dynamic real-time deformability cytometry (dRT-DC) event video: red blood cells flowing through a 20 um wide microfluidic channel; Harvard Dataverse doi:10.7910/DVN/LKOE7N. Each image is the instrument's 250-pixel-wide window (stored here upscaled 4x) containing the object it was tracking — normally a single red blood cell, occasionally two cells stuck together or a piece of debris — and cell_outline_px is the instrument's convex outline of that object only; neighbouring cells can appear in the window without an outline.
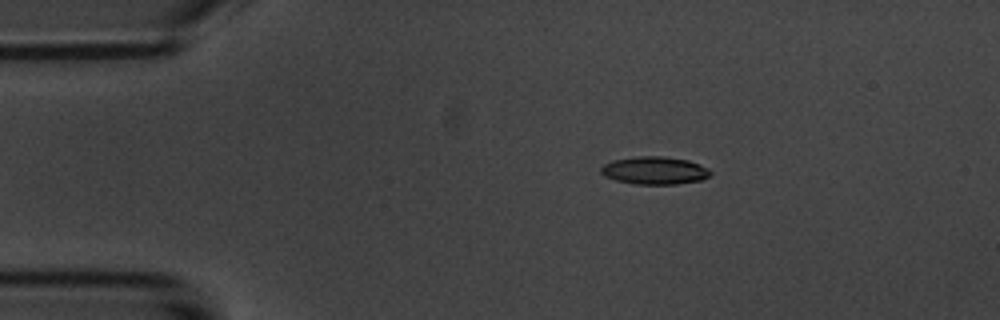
{"species": "common noctule bat (a hibernating species)", "species_latin": "Nyctalus noctula", "temperature_condition": "room temperature", "stored_images_in_passage": 4, "camera_frame_rate_fps": 3000, "um_per_image_px": 0.085, "animal": {"sex": "male", "body_mass_g": 20.1, "forearm_length_mm": 53.5}, "frame": {"image": 1, "passage_image": 1, "time_ms": 0.0, "image_size_px": [1000, 320], "cell_outline_px": [[712, 172], [708, 176], [700, 180], [676, 184], [636, 184], [616, 180], [604, 176], [600, 172], [600, 168], [604, 164], [612, 160], [636, 156], [664, 156], [688, 160], [700, 164], [708, 168]], "centroid_in_image_um": [55.62, 14.48], "position_along_channel_um": 29.4, "area_um2": 17.74}}
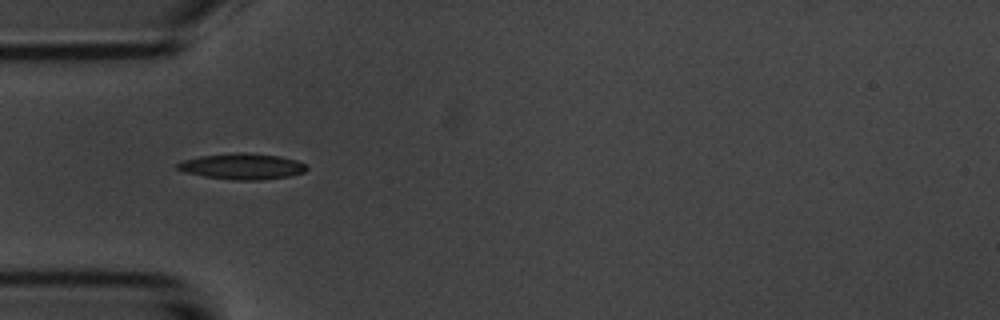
{"frame": {"image": 2, "passage_image": 3, "time_ms": 2.333, "image_size_px": [1000, 320], "cell_outline_px": [[308, 168], [304, 172], [288, 176], [264, 180], [232, 180], [204, 176], [184, 172], [176, 168], [176, 164], [180, 160], [200, 156], [236, 152], [248, 152], [280, 156], [296, 160], [308, 164]], "centroid_in_image_um": [20.58, 14.13], "position_along_channel_um": 64.4, "area_um2": 19.83}}